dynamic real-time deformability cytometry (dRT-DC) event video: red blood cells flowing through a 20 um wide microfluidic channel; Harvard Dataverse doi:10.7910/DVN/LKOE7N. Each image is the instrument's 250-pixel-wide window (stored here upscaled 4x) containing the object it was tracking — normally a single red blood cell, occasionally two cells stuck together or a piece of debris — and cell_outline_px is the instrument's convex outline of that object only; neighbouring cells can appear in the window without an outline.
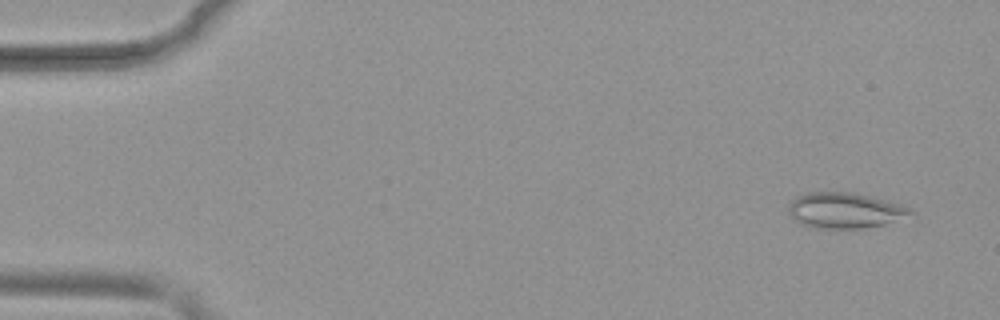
{"species": "common noctule bat (a hibernating species)", "species_latin": "Nyctalus noctula", "temperature_condition": "warm", "stored_images_in_passage": 51, "camera_frame_rate_fps": 3000, "um_per_image_px": 0.085, "animal": {"sex": "female", "body_mass_g": 19.9}, "frame": {"image": 1, "passage_image": 3, "time_ms": 0.667, "image_size_px": [1000, 320], "cell_outline_px": [[916, 212], [884, 224], [864, 228], [812, 228], [800, 224], [792, 220], [788, 212], [788, 204], [796, 196], [808, 192], [856, 192], [900, 204], [912, 208]], "centroid_in_image_um": [71.75, 17.88], "position_along_channel_um": 13.2, "area_um2": 25.55}}
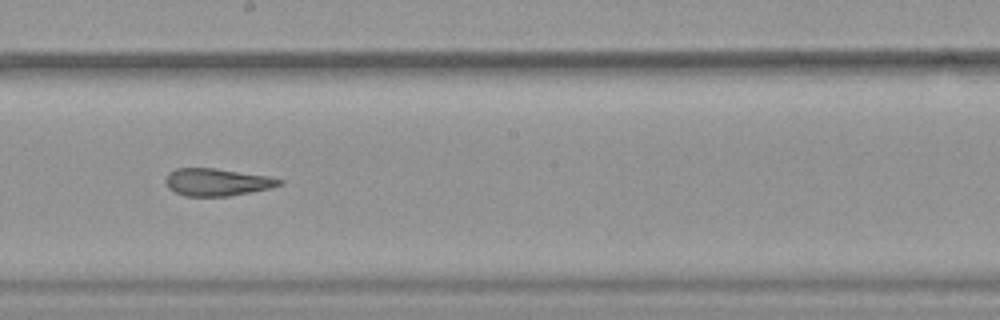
{"frame": {"image": 2, "passage_image": 29, "time_ms": 9.333, "image_size_px": [1000, 320], "cell_outline_px": [[284, 184], [272, 188], [228, 196], [184, 196], [168, 188], [164, 180], [168, 172], [176, 168], [216, 168], [272, 176], [284, 180]], "centroid_in_image_um": [18.48, 15.47], "position_along_channel_um": 229.7, "area_um2": 18.5}}
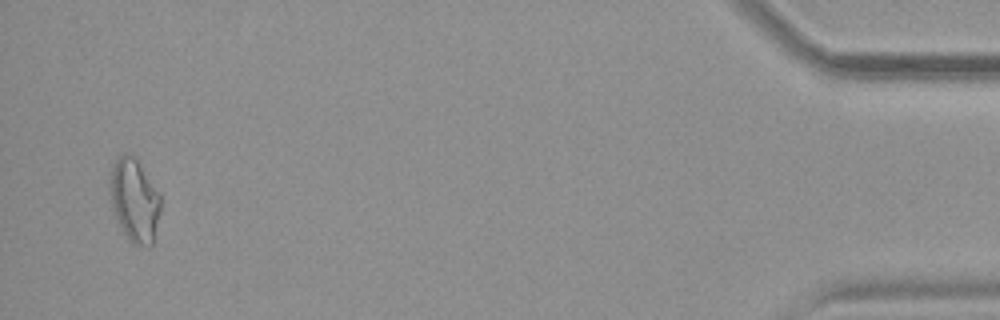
{"frame": {"image": 3, "passage_image": 50, "time_ms": 16.333, "image_size_px": [1000, 320], "cell_outline_px": [[160, 212], [152, 244], [148, 248], [132, 244], [128, 240], [116, 220], [112, 208], [108, 192], [108, 180], [112, 164], [124, 152], [136, 156], [160, 192]], "centroid_in_image_um": [11.4, 17.0], "position_along_channel_um": 423.8, "area_um2": 25.43}, "authors_computed_cell_mechanics": {"area_um2": 21.097, "velocity_mm_per_s": 3.9142, "shape_relaxation_time_tau1_ms": null, "shape_relaxation_time_tau2_ms": 3.6902, "deformation_change_tau1": null, "deformation_change_tau2": 0.1388}}